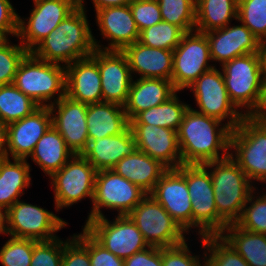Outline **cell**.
<instances>
[{
    "mask_svg": "<svg viewBox=\"0 0 266 266\" xmlns=\"http://www.w3.org/2000/svg\"><path fill=\"white\" fill-rule=\"evenodd\" d=\"M232 129L220 120L190 106L180 125L178 142L182 164H205L230 156Z\"/></svg>",
    "mask_w": 266,
    "mask_h": 266,
    "instance_id": "obj_1",
    "label": "cell"
},
{
    "mask_svg": "<svg viewBox=\"0 0 266 266\" xmlns=\"http://www.w3.org/2000/svg\"><path fill=\"white\" fill-rule=\"evenodd\" d=\"M84 6L79 4L31 53L38 59L64 66L89 57L95 45Z\"/></svg>",
    "mask_w": 266,
    "mask_h": 266,
    "instance_id": "obj_2",
    "label": "cell"
},
{
    "mask_svg": "<svg viewBox=\"0 0 266 266\" xmlns=\"http://www.w3.org/2000/svg\"><path fill=\"white\" fill-rule=\"evenodd\" d=\"M210 170L218 215L229 225L236 223L254 187L239 165L228 156L203 164Z\"/></svg>",
    "mask_w": 266,
    "mask_h": 266,
    "instance_id": "obj_3",
    "label": "cell"
},
{
    "mask_svg": "<svg viewBox=\"0 0 266 266\" xmlns=\"http://www.w3.org/2000/svg\"><path fill=\"white\" fill-rule=\"evenodd\" d=\"M13 84L40 107H49L66 95V69L29 52L20 63Z\"/></svg>",
    "mask_w": 266,
    "mask_h": 266,
    "instance_id": "obj_4",
    "label": "cell"
},
{
    "mask_svg": "<svg viewBox=\"0 0 266 266\" xmlns=\"http://www.w3.org/2000/svg\"><path fill=\"white\" fill-rule=\"evenodd\" d=\"M221 70L231 102L244 116H251L259 105L264 82L259 54L235 57Z\"/></svg>",
    "mask_w": 266,
    "mask_h": 266,
    "instance_id": "obj_5",
    "label": "cell"
},
{
    "mask_svg": "<svg viewBox=\"0 0 266 266\" xmlns=\"http://www.w3.org/2000/svg\"><path fill=\"white\" fill-rule=\"evenodd\" d=\"M230 156L253 184L266 183V124L245 116L232 130Z\"/></svg>",
    "mask_w": 266,
    "mask_h": 266,
    "instance_id": "obj_6",
    "label": "cell"
},
{
    "mask_svg": "<svg viewBox=\"0 0 266 266\" xmlns=\"http://www.w3.org/2000/svg\"><path fill=\"white\" fill-rule=\"evenodd\" d=\"M186 183L191 198L192 228L200 237L220 235L228 225L217 213L213 183L202 164H186Z\"/></svg>",
    "mask_w": 266,
    "mask_h": 266,
    "instance_id": "obj_7",
    "label": "cell"
},
{
    "mask_svg": "<svg viewBox=\"0 0 266 266\" xmlns=\"http://www.w3.org/2000/svg\"><path fill=\"white\" fill-rule=\"evenodd\" d=\"M146 195L139 186L114 170L98 171L95 176L92 209L86 221L104 217L102 208L116 210L118 216L128 215Z\"/></svg>",
    "mask_w": 266,
    "mask_h": 266,
    "instance_id": "obj_8",
    "label": "cell"
},
{
    "mask_svg": "<svg viewBox=\"0 0 266 266\" xmlns=\"http://www.w3.org/2000/svg\"><path fill=\"white\" fill-rule=\"evenodd\" d=\"M149 246L165 248L183 243L187 234L151 194L128 214Z\"/></svg>",
    "mask_w": 266,
    "mask_h": 266,
    "instance_id": "obj_9",
    "label": "cell"
},
{
    "mask_svg": "<svg viewBox=\"0 0 266 266\" xmlns=\"http://www.w3.org/2000/svg\"><path fill=\"white\" fill-rule=\"evenodd\" d=\"M193 91L195 103L199 109L196 112L209 117L216 118L221 122L226 121L234 130L245 117L241 110L231 102L225 85V80L221 68L218 70L216 65L213 69L203 73L189 87Z\"/></svg>",
    "mask_w": 266,
    "mask_h": 266,
    "instance_id": "obj_10",
    "label": "cell"
},
{
    "mask_svg": "<svg viewBox=\"0 0 266 266\" xmlns=\"http://www.w3.org/2000/svg\"><path fill=\"white\" fill-rule=\"evenodd\" d=\"M96 173V169L82 154L73 155L56 171L50 177L56 211L71 207L86 197L92 201Z\"/></svg>",
    "mask_w": 266,
    "mask_h": 266,
    "instance_id": "obj_11",
    "label": "cell"
},
{
    "mask_svg": "<svg viewBox=\"0 0 266 266\" xmlns=\"http://www.w3.org/2000/svg\"><path fill=\"white\" fill-rule=\"evenodd\" d=\"M100 245L125 260L149 247L143 235L128 215L105 216L86 221L83 227Z\"/></svg>",
    "mask_w": 266,
    "mask_h": 266,
    "instance_id": "obj_12",
    "label": "cell"
},
{
    "mask_svg": "<svg viewBox=\"0 0 266 266\" xmlns=\"http://www.w3.org/2000/svg\"><path fill=\"white\" fill-rule=\"evenodd\" d=\"M68 225L47 209L18 200L7 210L8 235L14 238L49 241Z\"/></svg>",
    "mask_w": 266,
    "mask_h": 266,
    "instance_id": "obj_13",
    "label": "cell"
},
{
    "mask_svg": "<svg viewBox=\"0 0 266 266\" xmlns=\"http://www.w3.org/2000/svg\"><path fill=\"white\" fill-rule=\"evenodd\" d=\"M209 62L212 61L206 34L196 30L185 33L173 50L171 81L174 88L178 92L188 89L200 75L215 67Z\"/></svg>",
    "mask_w": 266,
    "mask_h": 266,
    "instance_id": "obj_14",
    "label": "cell"
},
{
    "mask_svg": "<svg viewBox=\"0 0 266 266\" xmlns=\"http://www.w3.org/2000/svg\"><path fill=\"white\" fill-rule=\"evenodd\" d=\"M33 4L30 16L18 19L17 38L29 52L79 6L75 0H33Z\"/></svg>",
    "mask_w": 266,
    "mask_h": 266,
    "instance_id": "obj_15",
    "label": "cell"
},
{
    "mask_svg": "<svg viewBox=\"0 0 266 266\" xmlns=\"http://www.w3.org/2000/svg\"><path fill=\"white\" fill-rule=\"evenodd\" d=\"M150 194L189 235L192 206L186 183V164L177 169H168Z\"/></svg>",
    "mask_w": 266,
    "mask_h": 266,
    "instance_id": "obj_16",
    "label": "cell"
},
{
    "mask_svg": "<svg viewBox=\"0 0 266 266\" xmlns=\"http://www.w3.org/2000/svg\"><path fill=\"white\" fill-rule=\"evenodd\" d=\"M87 107V104L66 95L49 106L52 126L60 133L74 155L82 154L88 146Z\"/></svg>",
    "mask_w": 266,
    "mask_h": 266,
    "instance_id": "obj_17",
    "label": "cell"
},
{
    "mask_svg": "<svg viewBox=\"0 0 266 266\" xmlns=\"http://www.w3.org/2000/svg\"><path fill=\"white\" fill-rule=\"evenodd\" d=\"M96 24L104 39L110 41L102 47L93 36L95 49L122 51L126 46L139 41L140 32L133 18L130 5L107 7L96 11Z\"/></svg>",
    "mask_w": 266,
    "mask_h": 266,
    "instance_id": "obj_18",
    "label": "cell"
},
{
    "mask_svg": "<svg viewBox=\"0 0 266 266\" xmlns=\"http://www.w3.org/2000/svg\"><path fill=\"white\" fill-rule=\"evenodd\" d=\"M102 102L125 106L133 76L126 55L117 50L98 49Z\"/></svg>",
    "mask_w": 266,
    "mask_h": 266,
    "instance_id": "obj_19",
    "label": "cell"
},
{
    "mask_svg": "<svg viewBox=\"0 0 266 266\" xmlns=\"http://www.w3.org/2000/svg\"><path fill=\"white\" fill-rule=\"evenodd\" d=\"M139 151L159 160L168 169L182 165L177 131L150 124H130Z\"/></svg>",
    "mask_w": 266,
    "mask_h": 266,
    "instance_id": "obj_20",
    "label": "cell"
},
{
    "mask_svg": "<svg viewBox=\"0 0 266 266\" xmlns=\"http://www.w3.org/2000/svg\"><path fill=\"white\" fill-rule=\"evenodd\" d=\"M52 125L49 107H39L31 115L7 124V151L11 159H28L38 140Z\"/></svg>",
    "mask_w": 266,
    "mask_h": 266,
    "instance_id": "obj_21",
    "label": "cell"
},
{
    "mask_svg": "<svg viewBox=\"0 0 266 266\" xmlns=\"http://www.w3.org/2000/svg\"><path fill=\"white\" fill-rule=\"evenodd\" d=\"M66 96L87 105L102 102L98 49L86 58L65 66Z\"/></svg>",
    "mask_w": 266,
    "mask_h": 266,
    "instance_id": "obj_22",
    "label": "cell"
},
{
    "mask_svg": "<svg viewBox=\"0 0 266 266\" xmlns=\"http://www.w3.org/2000/svg\"><path fill=\"white\" fill-rule=\"evenodd\" d=\"M209 43L212 62H219L220 66L235 57L250 53H258L260 41L242 22L240 25L229 24L221 29L205 33Z\"/></svg>",
    "mask_w": 266,
    "mask_h": 266,
    "instance_id": "obj_23",
    "label": "cell"
},
{
    "mask_svg": "<svg viewBox=\"0 0 266 266\" xmlns=\"http://www.w3.org/2000/svg\"><path fill=\"white\" fill-rule=\"evenodd\" d=\"M122 52L126 55L132 76L139 78H162L170 80L173 69V50L152 48L139 41L126 46Z\"/></svg>",
    "mask_w": 266,
    "mask_h": 266,
    "instance_id": "obj_24",
    "label": "cell"
},
{
    "mask_svg": "<svg viewBox=\"0 0 266 266\" xmlns=\"http://www.w3.org/2000/svg\"><path fill=\"white\" fill-rule=\"evenodd\" d=\"M136 149V141L129 126L118 135L89 141L82 155L98 172L113 169L120 160Z\"/></svg>",
    "mask_w": 266,
    "mask_h": 266,
    "instance_id": "obj_25",
    "label": "cell"
},
{
    "mask_svg": "<svg viewBox=\"0 0 266 266\" xmlns=\"http://www.w3.org/2000/svg\"><path fill=\"white\" fill-rule=\"evenodd\" d=\"M177 90L172 81L162 78H138L132 81L124 106L129 122L140 112L156 107L172 97Z\"/></svg>",
    "mask_w": 266,
    "mask_h": 266,
    "instance_id": "obj_26",
    "label": "cell"
},
{
    "mask_svg": "<svg viewBox=\"0 0 266 266\" xmlns=\"http://www.w3.org/2000/svg\"><path fill=\"white\" fill-rule=\"evenodd\" d=\"M112 170L150 194L168 168L159 160L136 149L120 160Z\"/></svg>",
    "mask_w": 266,
    "mask_h": 266,
    "instance_id": "obj_27",
    "label": "cell"
},
{
    "mask_svg": "<svg viewBox=\"0 0 266 266\" xmlns=\"http://www.w3.org/2000/svg\"><path fill=\"white\" fill-rule=\"evenodd\" d=\"M86 121L89 141L118 135L130 126L124 107L108 102L89 104Z\"/></svg>",
    "mask_w": 266,
    "mask_h": 266,
    "instance_id": "obj_28",
    "label": "cell"
},
{
    "mask_svg": "<svg viewBox=\"0 0 266 266\" xmlns=\"http://www.w3.org/2000/svg\"><path fill=\"white\" fill-rule=\"evenodd\" d=\"M60 133L51 125L38 140L31 155L32 161L50 178L73 156Z\"/></svg>",
    "mask_w": 266,
    "mask_h": 266,
    "instance_id": "obj_29",
    "label": "cell"
},
{
    "mask_svg": "<svg viewBox=\"0 0 266 266\" xmlns=\"http://www.w3.org/2000/svg\"><path fill=\"white\" fill-rule=\"evenodd\" d=\"M11 160L8 158L0 163V206L6 210L20 200L24 189L31 184V166L27 159Z\"/></svg>",
    "mask_w": 266,
    "mask_h": 266,
    "instance_id": "obj_30",
    "label": "cell"
},
{
    "mask_svg": "<svg viewBox=\"0 0 266 266\" xmlns=\"http://www.w3.org/2000/svg\"><path fill=\"white\" fill-rule=\"evenodd\" d=\"M220 236L250 266H266V234L249 232L234 223L227 225Z\"/></svg>",
    "mask_w": 266,
    "mask_h": 266,
    "instance_id": "obj_31",
    "label": "cell"
},
{
    "mask_svg": "<svg viewBox=\"0 0 266 266\" xmlns=\"http://www.w3.org/2000/svg\"><path fill=\"white\" fill-rule=\"evenodd\" d=\"M238 18V0H196L195 30L207 33Z\"/></svg>",
    "mask_w": 266,
    "mask_h": 266,
    "instance_id": "obj_32",
    "label": "cell"
},
{
    "mask_svg": "<svg viewBox=\"0 0 266 266\" xmlns=\"http://www.w3.org/2000/svg\"><path fill=\"white\" fill-rule=\"evenodd\" d=\"M177 93L160 105L140 112L130 124H150L178 131L190 105L183 103Z\"/></svg>",
    "mask_w": 266,
    "mask_h": 266,
    "instance_id": "obj_33",
    "label": "cell"
},
{
    "mask_svg": "<svg viewBox=\"0 0 266 266\" xmlns=\"http://www.w3.org/2000/svg\"><path fill=\"white\" fill-rule=\"evenodd\" d=\"M40 106L14 84L0 87V122L9 124L31 115Z\"/></svg>",
    "mask_w": 266,
    "mask_h": 266,
    "instance_id": "obj_34",
    "label": "cell"
},
{
    "mask_svg": "<svg viewBox=\"0 0 266 266\" xmlns=\"http://www.w3.org/2000/svg\"><path fill=\"white\" fill-rule=\"evenodd\" d=\"M201 239L205 266H250L220 235Z\"/></svg>",
    "mask_w": 266,
    "mask_h": 266,
    "instance_id": "obj_35",
    "label": "cell"
},
{
    "mask_svg": "<svg viewBox=\"0 0 266 266\" xmlns=\"http://www.w3.org/2000/svg\"><path fill=\"white\" fill-rule=\"evenodd\" d=\"M162 21L180 27L185 33L196 27V0H157Z\"/></svg>",
    "mask_w": 266,
    "mask_h": 266,
    "instance_id": "obj_36",
    "label": "cell"
},
{
    "mask_svg": "<svg viewBox=\"0 0 266 266\" xmlns=\"http://www.w3.org/2000/svg\"><path fill=\"white\" fill-rule=\"evenodd\" d=\"M185 32L178 26L161 21L140 32L139 42L152 48L174 50Z\"/></svg>",
    "mask_w": 266,
    "mask_h": 266,
    "instance_id": "obj_37",
    "label": "cell"
},
{
    "mask_svg": "<svg viewBox=\"0 0 266 266\" xmlns=\"http://www.w3.org/2000/svg\"><path fill=\"white\" fill-rule=\"evenodd\" d=\"M238 22L261 42L266 41V0H238Z\"/></svg>",
    "mask_w": 266,
    "mask_h": 266,
    "instance_id": "obj_38",
    "label": "cell"
},
{
    "mask_svg": "<svg viewBox=\"0 0 266 266\" xmlns=\"http://www.w3.org/2000/svg\"><path fill=\"white\" fill-rule=\"evenodd\" d=\"M256 193L255 189L250 194L236 224L249 232L266 234V192L257 197Z\"/></svg>",
    "mask_w": 266,
    "mask_h": 266,
    "instance_id": "obj_39",
    "label": "cell"
},
{
    "mask_svg": "<svg viewBox=\"0 0 266 266\" xmlns=\"http://www.w3.org/2000/svg\"><path fill=\"white\" fill-rule=\"evenodd\" d=\"M38 241L10 237L0 249L2 266H30L33 247Z\"/></svg>",
    "mask_w": 266,
    "mask_h": 266,
    "instance_id": "obj_40",
    "label": "cell"
},
{
    "mask_svg": "<svg viewBox=\"0 0 266 266\" xmlns=\"http://www.w3.org/2000/svg\"><path fill=\"white\" fill-rule=\"evenodd\" d=\"M9 38L0 45V83L13 84L15 74L29 51L21 44H12Z\"/></svg>",
    "mask_w": 266,
    "mask_h": 266,
    "instance_id": "obj_41",
    "label": "cell"
},
{
    "mask_svg": "<svg viewBox=\"0 0 266 266\" xmlns=\"http://www.w3.org/2000/svg\"><path fill=\"white\" fill-rule=\"evenodd\" d=\"M74 233L63 241L62 266H91L89 257V233Z\"/></svg>",
    "mask_w": 266,
    "mask_h": 266,
    "instance_id": "obj_42",
    "label": "cell"
},
{
    "mask_svg": "<svg viewBox=\"0 0 266 266\" xmlns=\"http://www.w3.org/2000/svg\"><path fill=\"white\" fill-rule=\"evenodd\" d=\"M63 240L59 237L38 241L33 247L30 266H62Z\"/></svg>",
    "mask_w": 266,
    "mask_h": 266,
    "instance_id": "obj_43",
    "label": "cell"
},
{
    "mask_svg": "<svg viewBox=\"0 0 266 266\" xmlns=\"http://www.w3.org/2000/svg\"><path fill=\"white\" fill-rule=\"evenodd\" d=\"M129 5L139 32L162 21L157 0H133Z\"/></svg>",
    "mask_w": 266,
    "mask_h": 266,
    "instance_id": "obj_44",
    "label": "cell"
},
{
    "mask_svg": "<svg viewBox=\"0 0 266 266\" xmlns=\"http://www.w3.org/2000/svg\"><path fill=\"white\" fill-rule=\"evenodd\" d=\"M186 241L188 240L175 246L162 248L163 266H205L200 255H192Z\"/></svg>",
    "mask_w": 266,
    "mask_h": 266,
    "instance_id": "obj_45",
    "label": "cell"
},
{
    "mask_svg": "<svg viewBox=\"0 0 266 266\" xmlns=\"http://www.w3.org/2000/svg\"><path fill=\"white\" fill-rule=\"evenodd\" d=\"M89 257L91 266H124V260L100 245L89 234Z\"/></svg>",
    "mask_w": 266,
    "mask_h": 266,
    "instance_id": "obj_46",
    "label": "cell"
},
{
    "mask_svg": "<svg viewBox=\"0 0 266 266\" xmlns=\"http://www.w3.org/2000/svg\"><path fill=\"white\" fill-rule=\"evenodd\" d=\"M15 10L10 0H0V31L7 38L18 34L19 15Z\"/></svg>",
    "mask_w": 266,
    "mask_h": 266,
    "instance_id": "obj_47",
    "label": "cell"
},
{
    "mask_svg": "<svg viewBox=\"0 0 266 266\" xmlns=\"http://www.w3.org/2000/svg\"><path fill=\"white\" fill-rule=\"evenodd\" d=\"M124 266H163L162 248L149 246L124 260Z\"/></svg>",
    "mask_w": 266,
    "mask_h": 266,
    "instance_id": "obj_48",
    "label": "cell"
},
{
    "mask_svg": "<svg viewBox=\"0 0 266 266\" xmlns=\"http://www.w3.org/2000/svg\"><path fill=\"white\" fill-rule=\"evenodd\" d=\"M9 157L7 151V125L0 122V163Z\"/></svg>",
    "mask_w": 266,
    "mask_h": 266,
    "instance_id": "obj_49",
    "label": "cell"
},
{
    "mask_svg": "<svg viewBox=\"0 0 266 266\" xmlns=\"http://www.w3.org/2000/svg\"><path fill=\"white\" fill-rule=\"evenodd\" d=\"M95 10L104 9L107 7L124 6L129 5L132 0H91Z\"/></svg>",
    "mask_w": 266,
    "mask_h": 266,
    "instance_id": "obj_50",
    "label": "cell"
},
{
    "mask_svg": "<svg viewBox=\"0 0 266 266\" xmlns=\"http://www.w3.org/2000/svg\"><path fill=\"white\" fill-rule=\"evenodd\" d=\"M258 54L260 57L262 77L266 81V41L260 43Z\"/></svg>",
    "mask_w": 266,
    "mask_h": 266,
    "instance_id": "obj_51",
    "label": "cell"
},
{
    "mask_svg": "<svg viewBox=\"0 0 266 266\" xmlns=\"http://www.w3.org/2000/svg\"><path fill=\"white\" fill-rule=\"evenodd\" d=\"M6 234L8 236L7 229V210L0 206V235Z\"/></svg>",
    "mask_w": 266,
    "mask_h": 266,
    "instance_id": "obj_52",
    "label": "cell"
},
{
    "mask_svg": "<svg viewBox=\"0 0 266 266\" xmlns=\"http://www.w3.org/2000/svg\"><path fill=\"white\" fill-rule=\"evenodd\" d=\"M8 38L0 31V45Z\"/></svg>",
    "mask_w": 266,
    "mask_h": 266,
    "instance_id": "obj_53",
    "label": "cell"
},
{
    "mask_svg": "<svg viewBox=\"0 0 266 266\" xmlns=\"http://www.w3.org/2000/svg\"><path fill=\"white\" fill-rule=\"evenodd\" d=\"M78 4H84V0H75Z\"/></svg>",
    "mask_w": 266,
    "mask_h": 266,
    "instance_id": "obj_54",
    "label": "cell"
}]
</instances>
